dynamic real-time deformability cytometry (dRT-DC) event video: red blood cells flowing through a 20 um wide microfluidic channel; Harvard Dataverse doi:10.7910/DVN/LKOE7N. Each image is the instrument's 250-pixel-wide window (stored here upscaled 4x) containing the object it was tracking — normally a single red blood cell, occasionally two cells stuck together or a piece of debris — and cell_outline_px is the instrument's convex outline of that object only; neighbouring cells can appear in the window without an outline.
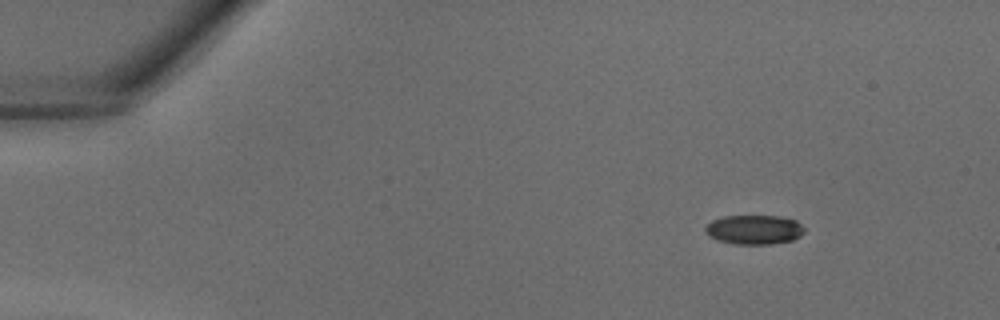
{"species": "common noctule bat (a hibernating species)", "species_latin": "Nyctalus noctula", "temperature_condition": "warm", "stored_images_in_passage": 35, "camera_frame_rate_fps": 3000, "um_per_image_px": 0.085, "animal": {"sex": "male", "body_mass_g": 18.8}, "frame": {"image": 1, "passage_image": 1, "time_ms": 0.0, "image_size_px": [1000, 320], "cell_outline_px": [[804, 232], [800, 236], [792, 240], [772, 244], [736, 244], [716, 240], [708, 236], [704, 232], [704, 228], [712, 220], [724, 216], [780, 216], [796, 220], [804, 228]], "centroid_in_image_um": [64.08, 19.52], "position_along_channel_um": 20.9, "area_um2": 17.05}}
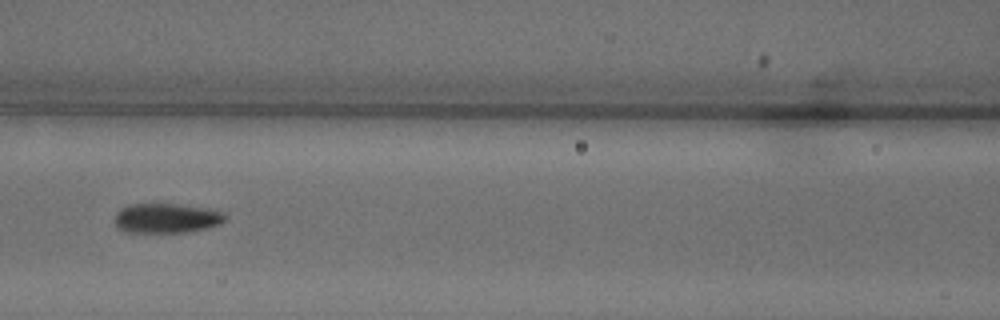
{"frame": {"image": 2, "passage_image": 14, "time_ms": 4.333, "image_size_px": [1000, 320], "cell_outline_px": [[228, 216], [220, 224], [208, 228], [188, 232], [128, 232], [116, 228], [116, 212], [120, 208], [128, 204], [176, 204], [208, 208], [224, 212]], "centroid_in_image_um": [14.17, 18.54], "position_along_channel_um": 152.4, "area_um2": 19.25}}
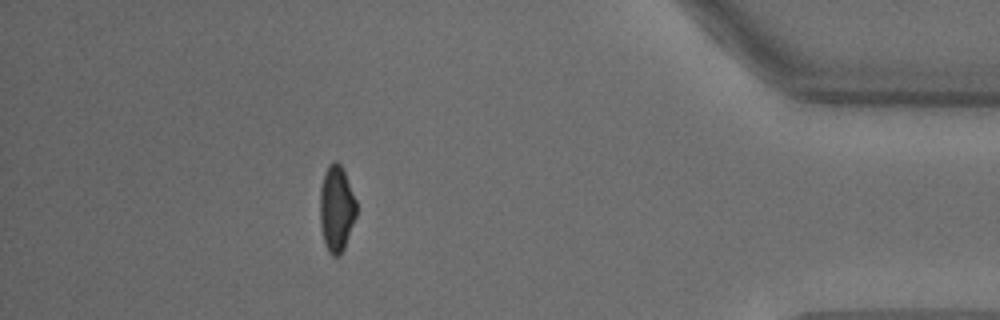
{"frame": {"image": 3, "passage_image": 31, "time_ms": 10.0, "image_size_px": [1000, 320], "cell_outline_px": [[356, 216], [344, 248], [340, 256], [332, 256], [328, 252], [324, 244], [320, 224], [320, 188], [324, 172], [328, 164], [332, 160], [336, 160], [340, 164], [344, 172], [356, 200]], "centroid_in_image_um": [28.58, 17.73], "position_along_channel_um": 406.6, "area_um2": 18.44}}